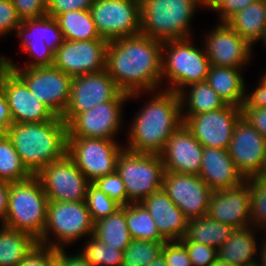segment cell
<instances>
[{
    "label": "cell",
    "instance_id": "cell-3",
    "mask_svg": "<svg viewBox=\"0 0 266 266\" xmlns=\"http://www.w3.org/2000/svg\"><path fill=\"white\" fill-rule=\"evenodd\" d=\"M7 136L32 175L67 154V123L59 116L39 123H13Z\"/></svg>",
    "mask_w": 266,
    "mask_h": 266
},
{
    "label": "cell",
    "instance_id": "cell-24",
    "mask_svg": "<svg viewBox=\"0 0 266 266\" xmlns=\"http://www.w3.org/2000/svg\"><path fill=\"white\" fill-rule=\"evenodd\" d=\"M152 216L165 241L181 240L187 232L189 219L173 203L163 189L140 202Z\"/></svg>",
    "mask_w": 266,
    "mask_h": 266
},
{
    "label": "cell",
    "instance_id": "cell-2",
    "mask_svg": "<svg viewBox=\"0 0 266 266\" xmlns=\"http://www.w3.org/2000/svg\"><path fill=\"white\" fill-rule=\"evenodd\" d=\"M142 93H150L152 98L134 116L124 147L136 153L160 154L172 134L183 124L180 95L162 87L161 91L152 93L129 94V100L139 98Z\"/></svg>",
    "mask_w": 266,
    "mask_h": 266
},
{
    "label": "cell",
    "instance_id": "cell-17",
    "mask_svg": "<svg viewBox=\"0 0 266 266\" xmlns=\"http://www.w3.org/2000/svg\"><path fill=\"white\" fill-rule=\"evenodd\" d=\"M0 87L5 94L13 123H39L56 117L30 92L26 83L3 64H0Z\"/></svg>",
    "mask_w": 266,
    "mask_h": 266
},
{
    "label": "cell",
    "instance_id": "cell-19",
    "mask_svg": "<svg viewBox=\"0 0 266 266\" xmlns=\"http://www.w3.org/2000/svg\"><path fill=\"white\" fill-rule=\"evenodd\" d=\"M107 45L103 38L64 40L54 54L53 66L71 77L100 72L106 69Z\"/></svg>",
    "mask_w": 266,
    "mask_h": 266
},
{
    "label": "cell",
    "instance_id": "cell-41",
    "mask_svg": "<svg viewBox=\"0 0 266 266\" xmlns=\"http://www.w3.org/2000/svg\"><path fill=\"white\" fill-rule=\"evenodd\" d=\"M186 247L193 266H212L218 260L217 249L196 243L184 236L180 240Z\"/></svg>",
    "mask_w": 266,
    "mask_h": 266
},
{
    "label": "cell",
    "instance_id": "cell-46",
    "mask_svg": "<svg viewBox=\"0 0 266 266\" xmlns=\"http://www.w3.org/2000/svg\"><path fill=\"white\" fill-rule=\"evenodd\" d=\"M94 0H47V16L56 18L62 13L90 9Z\"/></svg>",
    "mask_w": 266,
    "mask_h": 266
},
{
    "label": "cell",
    "instance_id": "cell-52",
    "mask_svg": "<svg viewBox=\"0 0 266 266\" xmlns=\"http://www.w3.org/2000/svg\"><path fill=\"white\" fill-rule=\"evenodd\" d=\"M11 183L0 180V225L6 220Z\"/></svg>",
    "mask_w": 266,
    "mask_h": 266
},
{
    "label": "cell",
    "instance_id": "cell-55",
    "mask_svg": "<svg viewBox=\"0 0 266 266\" xmlns=\"http://www.w3.org/2000/svg\"><path fill=\"white\" fill-rule=\"evenodd\" d=\"M212 266H238V265L229 264V263L217 260L216 263L213 264Z\"/></svg>",
    "mask_w": 266,
    "mask_h": 266
},
{
    "label": "cell",
    "instance_id": "cell-39",
    "mask_svg": "<svg viewBox=\"0 0 266 266\" xmlns=\"http://www.w3.org/2000/svg\"><path fill=\"white\" fill-rule=\"evenodd\" d=\"M85 203L94 223L114 214L121 208L118 203L100 191L92 183L88 185Z\"/></svg>",
    "mask_w": 266,
    "mask_h": 266
},
{
    "label": "cell",
    "instance_id": "cell-7",
    "mask_svg": "<svg viewBox=\"0 0 266 266\" xmlns=\"http://www.w3.org/2000/svg\"><path fill=\"white\" fill-rule=\"evenodd\" d=\"M16 35L21 40L20 48L32 60L27 65L18 66L5 55H0V64L9 68L51 67L54 64V54L63 44L64 37L55 18L25 19L16 29Z\"/></svg>",
    "mask_w": 266,
    "mask_h": 266
},
{
    "label": "cell",
    "instance_id": "cell-33",
    "mask_svg": "<svg viewBox=\"0 0 266 266\" xmlns=\"http://www.w3.org/2000/svg\"><path fill=\"white\" fill-rule=\"evenodd\" d=\"M55 19L63 33L64 40L82 41L101 38L89 9L62 13Z\"/></svg>",
    "mask_w": 266,
    "mask_h": 266
},
{
    "label": "cell",
    "instance_id": "cell-13",
    "mask_svg": "<svg viewBox=\"0 0 266 266\" xmlns=\"http://www.w3.org/2000/svg\"><path fill=\"white\" fill-rule=\"evenodd\" d=\"M129 94L121 92L115 99L77 114L68 124V137L115 139L121 130L122 109Z\"/></svg>",
    "mask_w": 266,
    "mask_h": 266
},
{
    "label": "cell",
    "instance_id": "cell-35",
    "mask_svg": "<svg viewBox=\"0 0 266 266\" xmlns=\"http://www.w3.org/2000/svg\"><path fill=\"white\" fill-rule=\"evenodd\" d=\"M32 174L22 163L11 139L5 135L0 137V180L14 183L30 178Z\"/></svg>",
    "mask_w": 266,
    "mask_h": 266
},
{
    "label": "cell",
    "instance_id": "cell-42",
    "mask_svg": "<svg viewBox=\"0 0 266 266\" xmlns=\"http://www.w3.org/2000/svg\"><path fill=\"white\" fill-rule=\"evenodd\" d=\"M161 253L168 266H193L185 245L180 241H166Z\"/></svg>",
    "mask_w": 266,
    "mask_h": 266
},
{
    "label": "cell",
    "instance_id": "cell-25",
    "mask_svg": "<svg viewBox=\"0 0 266 266\" xmlns=\"http://www.w3.org/2000/svg\"><path fill=\"white\" fill-rule=\"evenodd\" d=\"M199 177L213 191L236 187L246 180L227 150L210 147H203Z\"/></svg>",
    "mask_w": 266,
    "mask_h": 266
},
{
    "label": "cell",
    "instance_id": "cell-30",
    "mask_svg": "<svg viewBox=\"0 0 266 266\" xmlns=\"http://www.w3.org/2000/svg\"><path fill=\"white\" fill-rule=\"evenodd\" d=\"M93 236L102 243L124 252L133 240L126 223V206L95 222Z\"/></svg>",
    "mask_w": 266,
    "mask_h": 266
},
{
    "label": "cell",
    "instance_id": "cell-49",
    "mask_svg": "<svg viewBox=\"0 0 266 266\" xmlns=\"http://www.w3.org/2000/svg\"><path fill=\"white\" fill-rule=\"evenodd\" d=\"M259 84L251 92L245 93V101L242 107H266V72L261 75V79L258 81Z\"/></svg>",
    "mask_w": 266,
    "mask_h": 266
},
{
    "label": "cell",
    "instance_id": "cell-6",
    "mask_svg": "<svg viewBox=\"0 0 266 266\" xmlns=\"http://www.w3.org/2000/svg\"><path fill=\"white\" fill-rule=\"evenodd\" d=\"M192 39L163 42L162 81L167 79L168 85L164 89L179 94L188 85L207 80L211 64L205 47L197 48Z\"/></svg>",
    "mask_w": 266,
    "mask_h": 266
},
{
    "label": "cell",
    "instance_id": "cell-34",
    "mask_svg": "<svg viewBox=\"0 0 266 266\" xmlns=\"http://www.w3.org/2000/svg\"><path fill=\"white\" fill-rule=\"evenodd\" d=\"M126 223L132 239L166 242L159 234L152 216L141 203L126 205Z\"/></svg>",
    "mask_w": 266,
    "mask_h": 266
},
{
    "label": "cell",
    "instance_id": "cell-54",
    "mask_svg": "<svg viewBox=\"0 0 266 266\" xmlns=\"http://www.w3.org/2000/svg\"><path fill=\"white\" fill-rule=\"evenodd\" d=\"M148 266H168L163 254H159L157 258L152 261Z\"/></svg>",
    "mask_w": 266,
    "mask_h": 266
},
{
    "label": "cell",
    "instance_id": "cell-51",
    "mask_svg": "<svg viewBox=\"0 0 266 266\" xmlns=\"http://www.w3.org/2000/svg\"><path fill=\"white\" fill-rule=\"evenodd\" d=\"M65 248L57 249L56 258L64 265V266H92L85 257L81 254V252H77L75 255H69Z\"/></svg>",
    "mask_w": 266,
    "mask_h": 266
},
{
    "label": "cell",
    "instance_id": "cell-58",
    "mask_svg": "<svg viewBox=\"0 0 266 266\" xmlns=\"http://www.w3.org/2000/svg\"><path fill=\"white\" fill-rule=\"evenodd\" d=\"M263 46L266 47V35H265V37H264V39H263ZM265 49H266V48H265Z\"/></svg>",
    "mask_w": 266,
    "mask_h": 266
},
{
    "label": "cell",
    "instance_id": "cell-40",
    "mask_svg": "<svg viewBox=\"0 0 266 266\" xmlns=\"http://www.w3.org/2000/svg\"><path fill=\"white\" fill-rule=\"evenodd\" d=\"M92 184L100 191L108 195L121 207L128 205L125 184L117 171L96 179Z\"/></svg>",
    "mask_w": 266,
    "mask_h": 266
},
{
    "label": "cell",
    "instance_id": "cell-59",
    "mask_svg": "<svg viewBox=\"0 0 266 266\" xmlns=\"http://www.w3.org/2000/svg\"><path fill=\"white\" fill-rule=\"evenodd\" d=\"M261 176L266 179V168Z\"/></svg>",
    "mask_w": 266,
    "mask_h": 266
},
{
    "label": "cell",
    "instance_id": "cell-56",
    "mask_svg": "<svg viewBox=\"0 0 266 266\" xmlns=\"http://www.w3.org/2000/svg\"><path fill=\"white\" fill-rule=\"evenodd\" d=\"M49 266H64L56 257L50 262Z\"/></svg>",
    "mask_w": 266,
    "mask_h": 266
},
{
    "label": "cell",
    "instance_id": "cell-16",
    "mask_svg": "<svg viewBox=\"0 0 266 266\" xmlns=\"http://www.w3.org/2000/svg\"><path fill=\"white\" fill-rule=\"evenodd\" d=\"M121 92L106 69L72 77L69 103L61 118L68 124L77 114L111 101Z\"/></svg>",
    "mask_w": 266,
    "mask_h": 266
},
{
    "label": "cell",
    "instance_id": "cell-23",
    "mask_svg": "<svg viewBox=\"0 0 266 266\" xmlns=\"http://www.w3.org/2000/svg\"><path fill=\"white\" fill-rule=\"evenodd\" d=\"M203 146L182 124L169 138L160 153L164 170L199 176Z\"/></svg>",
    "mask_w": 266,
    "mask_h": 266
},
{
    "label": "cell",
    "instance_id": "cell-9",
    "mask_svg": "<svg viewBox=\"0 0 266 266\" xmlns=\"http://www.w3.org/2000/svg\"><path fill=\"white\" fill-rule=\"evenodd\" d=\"M116 171L125 184L128 205L140 203L162 189L165 170L160 154L124 149L118 158Z\"/></svg>",
    "mask_w": 266,
    "mask_h": 266
},
{
    "label": "cell",
    "instance_id": "cell-14",
    "mask_svg": "<svg viewBox=\"0 0 266 266\" xmlns=\"http://www.w3.org/2000/svg\"><path fill=\"white\" fill-rule=\"evenodd\" d=\"M242 109L225 104L222 108L182 117L183 124L203 147L227 150Z\"/></svg>",
    "mask_w": 266,
    "mask_h": 266
},
{
    "label": "cell",
    "instance_id": "cell-37",
    "mask_svg": "<svg viewBox=\"0 0 266 266\" xmlns=\"http://www.w3.org/2000/svg\"><path fill=\"white\" fill-rule=\"evenodd\" d=\"M164 243L133 239L123 253L122 266H148L161 254Z\"/></svg>",
    "mask_w": 266,
    "mask_h": 266
},
{
    "label": "cell",
    "instance_id": "cell-21",
    "mask_svg": "<svg viewBox=\"0 0 266 266\" xmlns=\"http://www.w3.org/2000/svg\"><path fill=\"white\" fill-rule=\"evenodd\" d=\"M204 47L212 66L243 68L250 62L252 46L226 22H220L208 34Z\"/></svg>",
    "mask_w": 266,
    "mask_h": 266
},
{
    "label": "cell",
    "instance_id": "cell-20",
    "mask_svg": "<svg viewBox=\"0 0 266 266\" xmlns=\"http://www.w3.org/2000/svg\"><path fill=\"white\" fill-rule=\"evenodd\" d=\"M162 189L188 219L207 215L213 190L199 176L165 171Z\"/></svg>",
    "mask_w": 266,
    "mask_h": 266
},
{
    "label": "cell",
    "instance_id": "cell-50",
    "mask_svg": "<svg viewBox=\"0 0 266 266\" xmlns=\"http://www.w3.org/2000/svg\"><path fill=\"white\" fill-rule=\"evenodd\" d=\"M12 124L13 119L10 113V109L3 89L0 87V137L7 135L8 130Z\"/></svg>",
    "mask_w": 266,
    "mask_h": 266
},
{
    "label": "cell",
    "instance_id": "cell-5",
    "mask_svg": "<svg viewBox=\"0 0 266 266\" xmlns=\"http://www.w3.org/2000/svg\"><path fill=\"white\" fill-rule=\"evenodd\" d=\"M48 202L42 183L36 175L11 183L8 211L2 225L29 233L38 241L46 226Z\"/></svg>",
    "mask_w": 266,
    "mask_h": 266
},
{
    "label": "cell",
    "instance_id": "cell-28",
    "mask_svg": "<svg viewBox=\"0 0 266 266\" xmlns=\"http://www.w3.org/2000/svg\"><path fill=\"white\" fill-rule=\"evenodd\" d=\"M252 47L266 35V0H257L226 22Z\"/></svg>",
    "mask_w": 266,
    "mask_h": 266
},
{
    "label": "cell",
    "instance_id": "cell-44",
    "mask_svg": "<svg viewBox=\"0 0 266 266\" xmlns=\"http://www.w3.org/2000/svg\"><path fill=\"white\" fill-rule=\"evenodd\" d=\"M21 20L47 15V0H11Z\"/></svg>",
    "mask_w": 266,
    "mask_h": 266
},
{
    "label": "cell",
    "instance_id": "cell-18",
    "mask_svg": "<svg viewBox=\"0 0 266 266\" xmlns=\"http://www.w3.org/2000/svg\"><path fill=\"white\" fill-rule=\"evenodd\" d=\"M245 179L261 176L266 168V139L241 117L227 149Z\"/></svg>",
    "mask_w": 266,
    "mask_h": 266
},
{
    "label": "cell",
    "instance_id": "cell-26",
    "mask_svg": "<svg viewBox=\"0 0 266 266\" xmlns=\"http://www.w3.org/2000/svg\"><path fill=\"white\" fill-rule=\"evenodd\" d=\"M243 68L210 66L206 82L229 105L242 108L247 84L242 76Z\"/></svg>",
    "mask_w": 266,
    "mask_h": 266
},
{
    "label": "cell",
    "instance_id": "cell-22",
    "mask_svg": "<svg viewBox=\"0 0 266 266\" xmlns=\"http://www.w3.org/2000/svg\"><path fill=\"white\" fill-rule=\"evenodd\" d=\"M207 216L234 229L251 226L250 178L236 187L212 191Z\"/></svg>",
    "mask_w": 266,
    "mask_h": 266
},
{
    "label": "cell",
    "instance_id": "cell-4",
    "mask_svg": "<svg viewBox=\"0 0 266 266\" xmlns=\"http://www.w3.org/2000/svg\"><path fill=\"white\" fill-rule=\"evenodd\" d=\"M140 34L159 41L192 38L191 24L204 0H140Z\"/></svg>",
    "mask_w": 266,
    "mask_h": 266
},
{
    "label": "cell",
    "instance_id": "cell-45",
    "mask_svg": "<svg viewBox=\"0 0 266 266\" xmlns=\"http://www.w3.org/2000/svg\"><path fill=\"white\" fill-rule=\"evenodd\" d=\"M11 0H0V37L16 31L21 24Z\"/></svg>",
    "mask_w": 266,
    "mask_h": 266
},
{
    "label": "cell",
    "instance_id": "cell-31",
    "mask_svg": "<svg viewBox=\"0 0 266 266\" xmlns=\"http://www.w3.org/2000/svg\"><path fill=\"white\" fill-rule=\"evenodd\" d=\"M233 231V227L206 215L189 219L185 236L193 242L202 243L218 250L227 242Z\"/></svg>",
    "mask_w": 266,
    "mask_h": 266
},
{
    "label": "cell",
    "instance_id": "cell-27",
    "mask_svg": "<svg viewBox=\"0 0 266 266\" xmlns=\"http://www.w3.org/2000/svg\"><path fill=\"white\" fill-rule=\"evenodd\" d=\"M256 229L252 225L234 229L227 242L217 250L218 260L238 266L258 260L256 255L259 246L255 235H258Z\"/></svg>",
    "mask_w": 266,
    "mask_h": 266
},
{
    "label": "cell",
    "instance_id": "cell-11",
    "mask_svg": "<svg viewBox=\"0 0 266 266\" xmlns=\"http://www.w3.org/2000/svg\"><path fill=\"white\" fill-rule=\"evenodd\" d=\"M89 11L98 34L108 42L140 34V0H94Z\"/></svg>",
    "mask_w": 266,
    "mask_h": 266
},
{
    "label": "cell",
    "instance_id": "cell-57",
    "mask_svg": "<svg viewBox=\"0 0 266 266\" xmlns=\"http://www.w3.org/2000/svg\"><path fill=\"white\" fill-rule=\"evenodd\" d=\"M206 9H208L216 0H204Z\"/></svg>",
    "mask_w": 266,
    "mask_h": 266
},
{
    "label": "cell",
    "instance_id": "cell-48",
    "mask_svg": "<svg viewBox=\"0 0 266 266\" xmlns=\"http://www.w3.org/2000/svg\"><path fill=\"white\" fill-rule=\"evenodd\" d=\"M242 117L266 139V107H242Z\"/></svg>",
    "mask_w": 266,
    "mask_h": 266
},
{
    "label": "cell",
    "instance_id": "cell-38",
    "mask_svg": "<svg viewBox=\"0 0 266 266\" xmlns=\"http://www.w3.org/2000/svg\"><path fill=\"white\" fill-rule=\"evenodd\" d=\"M251 225L266 231V179L262 176L250 178Z\"/></svg>",
    "mask_w": 266,
    "mask_h": 266
},
{
    "label": "cell",
    "instance_id": "cell-10",
    "mask_svg": "<svg viewBox=\"0 0 266 266\" xmlns=\"http://www.w3.org/2000/svg\"><path fill=\"white\" fill-rule=\"evenodd\" d=\"M116 139L68 137L67 155L81 173L93 183L116 172L120 153L125 149Z\"/></svg>",
    "mask_w": 266,
    "mask_h": 266
},
{
    "label": "cell",
    "instance_id": "cell-29",
    "mask_svg": "<svg viewBox=\"0 0 266 266\" xmlns=\"http://www.w3.org/2000/svg\"><path fill=\"white\" fill-rule=\"evenodd\" d=\"M179 95L182 117L217 110L226 104L206 81L188 85Z\"/></svg>",
    "mask_w": 266,
    "mask_h": 266
},
{
    "label": "cell",
    "instance_id": "cell-8",
    "mask_svg": "<svg viewBox=\"0 0 266 266\" xmlns=\"http://www.w3.org/2000/svg\"><path fill=\"white\" fill-rule=\"evenodd\" d=\"M93 233L94 222L85 201H49L46 226L38 243L61 249L65 245L86 238L87 235L91 237Z\"/></svg>",
    "mask_w": 266,
    "mask_h": 266
},
{
    "label": "cell",
    "instance_id": "cell-36",
    "mask_svg": "<svg viewBox=\"0 0 266 266\" xmlns=\"http://www.w3.org/2000/svg\"><path fill=\"white\" fill-rule=\"evenodd\" d=\"M85 241V245L79 251L92 266H122L123 251L102 243L93 235Z\"/></svg>",
    "mask_w": 266,
    "mask_h": 266
},
{
    "label": "cell",
    "instance_id": "cell-32",
    "mask_svg": "<svg viewBox=\"0 0 266 266\" xmlns=\"http://www.w3.org/2000/svg\"><path fill=\"white\" fill-rule=\"evenodd\" d=\"M37 243L38 241L29 233L1 225L0 266H17Z\"/></svg>",
    "mask_w": 266,
    "mask_h": 266
},
{
    "label": "cell",
    "instance_id": "cell-43",
    "mask_svg": "<svg viewBox=\"0 0 266 266\" xmlns=\"http://www.w3.org/2000/svg\"><path fill=\"white\" fill-rule=\"evenodd\" d=\"M56 255L57 249L37 243L17 266H49Z\"/></svg>",
    "mask_w": 266,
    "mask_h": 266
},
{
    "label": "cell",
    "instance_id": "cell-53",
    "mask_svg": "<svg viewBox=\"0 0 266 266\" xmlns=\"http://www.w3.org/2000/svg\"><path fill=\"white\" fill-rule=\"evenodd\" d=\"M261 244V245H260ZM259 244V249L260 252L258 253L260 257V259H258L260 266H266V237L264 236V240L262 241V243Z\"/></svg>",
    "mask_w": 266,
    "mask_h": 266
},
{
    "label": "cell",
    "instance_id": "cell-1",
    "mask_svg": "<svg viewBox=\"0 0 266 266\" xmlns=\"http://www.w3.org/2000/svg\"><path fill=\"white\" fill-rule=\"evenodd\" d=\"M162 46V41L142 34L108 42L106 70L122 92L162 89Z\"/></svg>",
    "mask_w": 266,
    "mask_h": 266
},
{
    "label": "cell",
    "instance_id": "cell-12",
    "mask_svg": "<svg viewBox=\"0 0 266 266\" xmlns=\"http://www.w3.org/2000/svg\"><path fill=\"white\" fill-rule=\"evenodd\" d=\"M10 69L26 83L39 101L56 116H63L69 103L71 76L54 66Z\"/></svg>",
    "mask_w": 266,
    "mask_h": 266
},
{
    "label": "cell",
    "instance_id": "cell-15",
    "mask_svg": "<svg viewBox=\"0 0 266 266\" xmlns=\"http://www.w3.org/2000/svg\"><path fill=\"white\" fill-rule=\"evenodd\" d=\"M49 201L82 202L90 182L66 154L45 166L37 175Z\"/></svg>",
    "mask_w": 266,
    "mask_h": 266
},
{
    "label": "cell",
    "instance_id": "cell-47",
    "mask_svg": "<svg viewBox=\"0 0 266 266\" xmlns=\"http://www.w3.org/2000/svg\"><path fill=\"white\" fill-rule=\"evenodd\" d=\"M257 0H216L208 10L219 14V21L227 22L233 15Z\"/></svg>",
    "mask_w": 266,
    "mask_h": 266
}]
</instances>
